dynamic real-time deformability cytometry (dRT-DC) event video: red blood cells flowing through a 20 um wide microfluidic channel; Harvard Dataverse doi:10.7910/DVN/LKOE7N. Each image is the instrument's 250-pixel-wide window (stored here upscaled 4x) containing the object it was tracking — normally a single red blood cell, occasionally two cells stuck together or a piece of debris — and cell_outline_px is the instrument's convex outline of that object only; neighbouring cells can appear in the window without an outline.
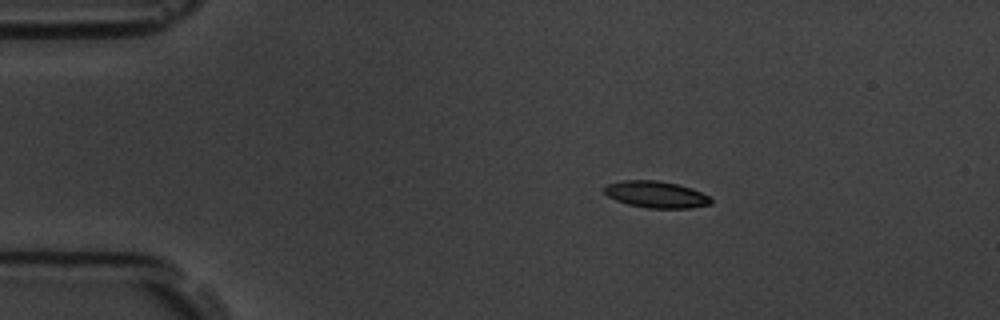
{"species": "common noctule bat (a hibernating species)", "species_latin": "Nyctalus noctula", "temperature_condition": "room temperature", "stored_images_in_passage": 8, "camera_frame_rate_fps": 3000, "um_per_image_px": 0.085, "animal": {"sex": "male", "body_mass_g": 19.5, "forearm_length_mm": 54.6}, "frame": {"image": 1, "passage_image": 1, "time_ms": 0.0, "image_size_px": [1000, 320], "cell_outline_px": [[712, 204], [688, 208], [648, 208], [628, 204], [616, 200], [608, 196], [604, 192], [604, 184], [624, 180], [656, 180], [676, 184], [692, 188], [708, 196], [712, 200]], "centroid_in_image_um": [55.74, 16.52], "position_along_channel_um": 29.3, "area_um2": 16.53}}
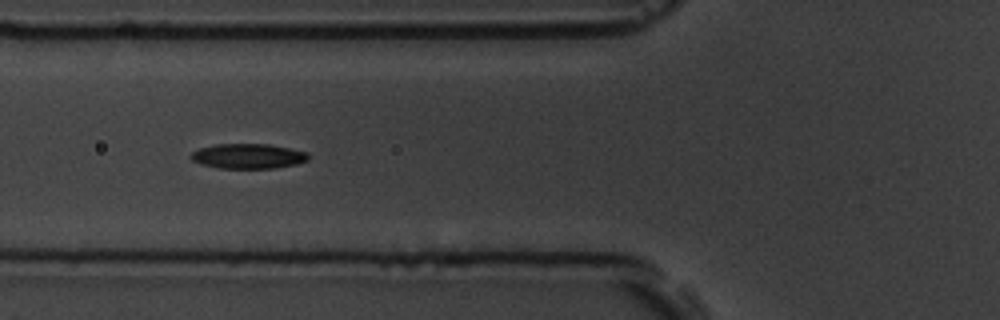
{"frame": {"image": 2, "passage_image": 4, "time_ms": 3.667, "image_size_px": [1000, 320], "cell_outline_px": [[308, 160], [296, 164], [276, 168], [216, 168], [200, 164], [192, 160], [188, 156], [192, 152], [200, 148], [216, 144], [268, 144], [308, 152]], "centroid_in_image_um": [21.06, 13.28], "position_along_channel_um": 104.7, "area_um2": 17.11}}
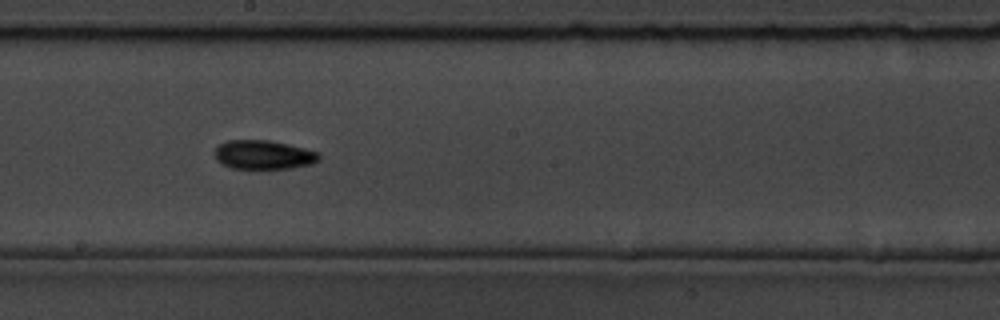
{"frame": {"image": 3, "passage_image": 7, "time_ms": 7.0, "image_size_px": [1000, 320], "cell_outline_px": [[320, 160], [312, 164], [292, 168], [232, 168], [216, 160], [216, 148], [220, 144], [228, 140], [268, 140], [288, 144], [320, 152]], "centroid_in_image_um": [22.45, 13.15], "position_along_channel_um": 225.7, "area_um2": 17.51}}